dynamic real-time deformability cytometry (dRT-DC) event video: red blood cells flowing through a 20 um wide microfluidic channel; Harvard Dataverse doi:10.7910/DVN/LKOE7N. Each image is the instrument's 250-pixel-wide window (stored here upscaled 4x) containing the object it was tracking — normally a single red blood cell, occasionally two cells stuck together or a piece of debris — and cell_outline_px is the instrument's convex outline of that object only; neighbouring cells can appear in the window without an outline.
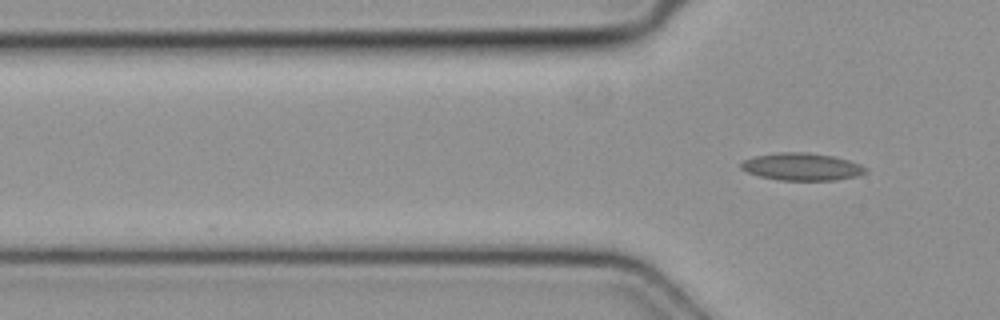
{"species": "common noctule bat (a hibernating species)", "species_latin": "Nyctalus noctula", "temperature_condition": "cold", "stored_images_in_passage": 5, "camera_frame_rate_fps": 3000, "um_per_image_px": 0.085, "animal": {"sex": "female", "body_mass_g": 19.3, "forearm_length_mm": 54.1}, "frame": {"image": 1, "passage_image": 5, "time_ms": 1.333, "image_size_px": [1000, 320], "cell_outline_px": [[868, 172], [856, 176], [836, 180], [780, 180], [760, 176], [748, 172], [740, 168], [740, 164], [744, 160], [756, 156], [780, 152], [808, 152], [832, 156], [848, 160], [860, 164], [868, 168]], "centroid_in_image_um": [68.18, 14.17], "position_along_channel_um": 57.6, "area_um2": 19.83}}